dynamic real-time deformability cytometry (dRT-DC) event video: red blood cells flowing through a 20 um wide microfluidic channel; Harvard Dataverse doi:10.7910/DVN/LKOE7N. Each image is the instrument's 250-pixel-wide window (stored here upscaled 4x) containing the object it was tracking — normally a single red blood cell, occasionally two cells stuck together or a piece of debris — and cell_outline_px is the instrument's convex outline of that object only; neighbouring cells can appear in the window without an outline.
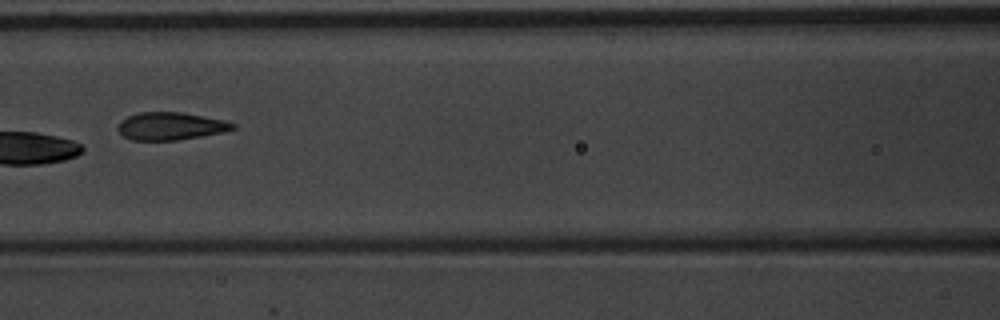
{"species": "common noctule bat (a hibernating species)", "species_latin": "Nyctalus noctula", "temperature_condition": "warm", "stored_images_in_passage": 8, "camera_frame_rate_fps": 3000, "um_per_image_px": 0.085, "animal": {"sex": "male", "body_mass_g": 20.1, "forearm_length_mm": 53.5}, "frame": {"image": 1, "passage_image": 6, "time_ms": 1.667, "image_size_px": [1000, 320], "cell_outline_px": [[236, 128], [224, 132], [176, 140], [132, 140], [124, 136], [116, 128], [120, 120], [128, 116], [140, 112], [184, 112], [224, 120], [236, 124]], "centroid_in_image_um": [14.5, 10.71], "position_along_channel_um": 152.1, "area_um2": 18.55}}
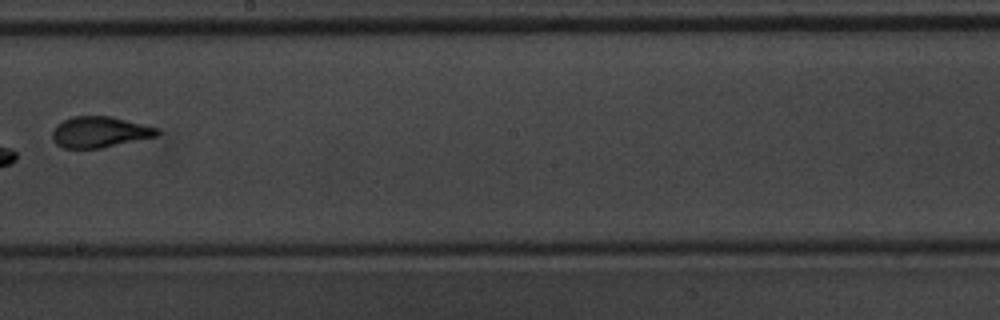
{"frame": {"image": 2, "passage_image": 8, "time_ms": 2.333, "image_size_px": [1000, 320], "cell_outline_px": [[160, 132], [156, 136], [100, 148], [64, 148], [56, 144], [52, 140], [52, 132], [56, 124], [72, 116], [112, 116], [160, 128]], "centroid_in_image_um": [8.46, 11.21], "position_along_channel_um": 239.7, "area_um2": 18.96}}